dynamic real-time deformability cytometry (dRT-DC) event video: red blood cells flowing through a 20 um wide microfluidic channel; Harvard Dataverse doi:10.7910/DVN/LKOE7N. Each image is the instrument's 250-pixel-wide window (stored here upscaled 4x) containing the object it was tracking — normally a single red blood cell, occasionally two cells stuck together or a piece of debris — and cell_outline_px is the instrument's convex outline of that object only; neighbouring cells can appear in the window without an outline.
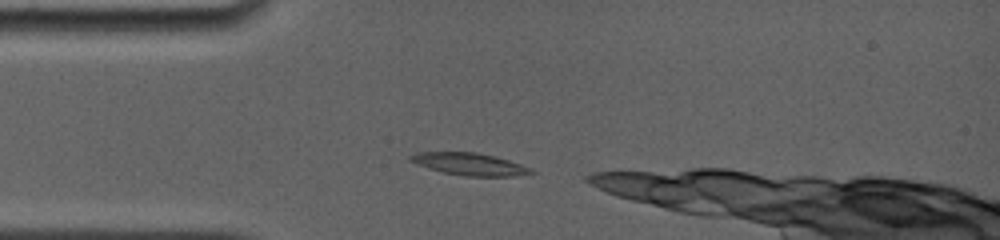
{"species": "common noctule bat (a hibernating species)", "species_latin": "Nyctalus noctula", "temperature_condition": "room temperature", "stored_images_in_passage": 5, "camera_frame_rate_fps": 4000, "um_per_image_px": 0.085, "animal": {"sex": "female", "body_mass_g": 19.0, "forearm_length_mm": 56.7}, "frame": {"image": 1, "passage_image": 2, "time_ms": 0.5, "image_size_px": [1000, 240], "cell_outline_px": [[536, 172], [512, 176], [468, 176], [444, 172], [408, 160], [408, 156], [416, 152], [476, 152], [496, 156], [532, 168]], "centroid_in_image_um": [39.94, 13.93], "position_along_channel_um": 45.1, "area_um2": 15.37}}
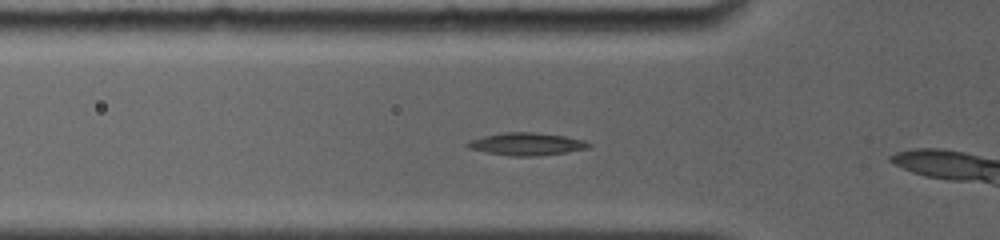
{"frame": {"image": 2, "passage_image": 4, "time_ms": 1.75, "image_size_px": [1000, 240], "cell_outline_px": [[592, 144], [588, 148], [568, 152], [536, 156], [508, 156], [468, 148], [464, 144], [468, 140], [484, 136], [504, 132], [536, 132], [564, 136], [584, 140]], "centroid_in_image_um": [44.75, 12.24], "position_along_channel_um": 81.1, "area_um2": 16.01}}